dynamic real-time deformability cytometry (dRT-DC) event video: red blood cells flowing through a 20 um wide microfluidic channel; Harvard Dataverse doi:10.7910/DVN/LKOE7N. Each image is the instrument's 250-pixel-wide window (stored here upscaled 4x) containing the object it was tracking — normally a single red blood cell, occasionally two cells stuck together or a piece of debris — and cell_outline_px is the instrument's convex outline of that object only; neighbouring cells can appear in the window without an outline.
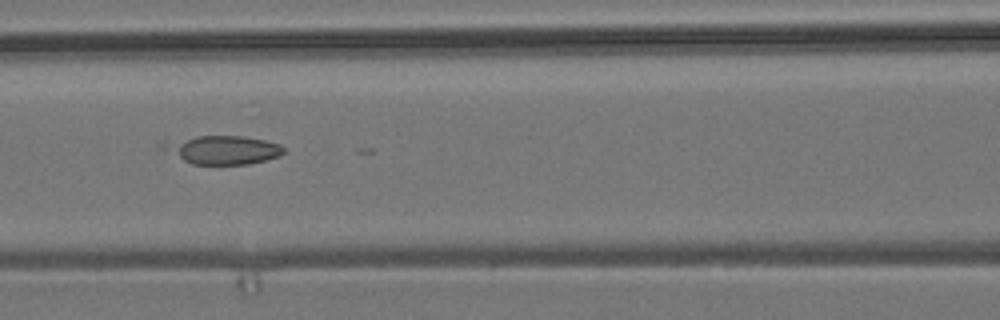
{"species": "common noctule bat (a hibernating species)", "species_latin": "Nyctalus noctula", "temperature_condition": "room temperature", "stored_images_in_passage": 6, "camera_frame_rate_fps": 3000, "um_per_image_px": 0.085, "animal": {"sex": "male", "body_mass_g": 19.2, "forearm_length_mm": 51.8}, "frame": {"image": 1, "passage_image": 4, "time_ms": 1.0, "image_size_px": [1000, 320], "cell_outline_px": [[284, 152], [280, 156], [248, 164], [192, 164], [184, 160], [180, 156], [180, 144], [196, 136], [244, 136], [264, 140], [280, 144], [284, 148]], "centroid_in_image_um": [19.42, 12.76], "position_along_channel_um": 147.2, "area_um2": 17.8}}
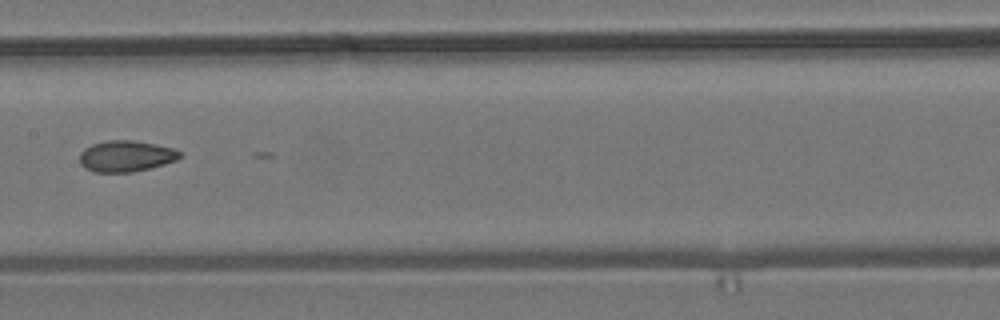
{"frame": {"image": 2, "passage_image": 5, "time_ms": 1.333, "image_size_px": [1000, 320], "cell_outline_px": [[184, 156], [176, 160], [164, 164], [132, 172], [92, 172], [84, 168], [80, 164], [80, 152], [84, 148], [92, 144], [108, 140], [132, 140], [172, 148], [180, 152]], "centroid_in_image_um": [10.67, 13.28], "position_along_channel_um": 196.7, "area_um2": 18.15}}